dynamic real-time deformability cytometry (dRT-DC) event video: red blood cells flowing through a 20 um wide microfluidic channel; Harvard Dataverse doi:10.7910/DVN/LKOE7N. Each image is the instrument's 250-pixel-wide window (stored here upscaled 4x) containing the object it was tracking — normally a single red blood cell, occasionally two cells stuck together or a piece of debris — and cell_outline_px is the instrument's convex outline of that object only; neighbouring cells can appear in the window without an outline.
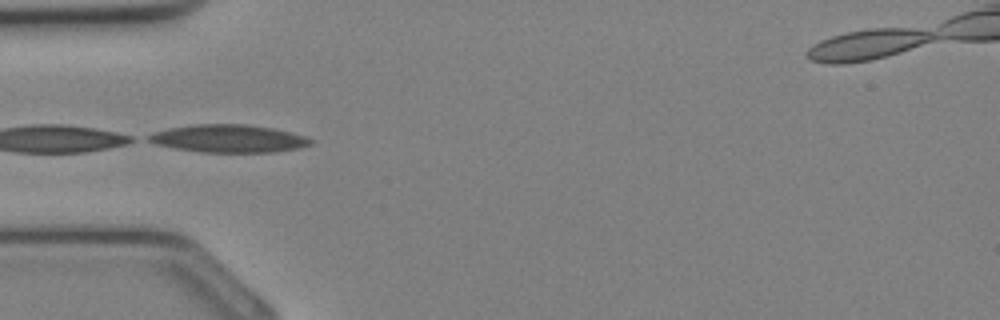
{"species": "Egyptian fruit bat (a non-hibernating species)", "species_latin": "Rousettus aegyptiacus", "temperature_condition": "cold", "stored_images_in_passage": 11, "camera_frame_rate_fps": 3000, "um_per_image_px": 0.085, "animal": {"sex": "female"}, "frame": {"image": 1, "passage_image": 2, "time_ms": 0.333, "image_size_px": [1000, 320], "cell_outline_px": [[316, 140], [312, 144], [296, 148], [276, 152], [200, 152], [176, 148], [156, 144], [144, 140], [144, 136], [152, 132], [168, 128], [196, 124], [244, 124], [272, 128], [304, 136]], "centroid_in_image_um": [19.37, 11.77], "position_along_channel_um": 65.6, "area_um2": 26.3}}
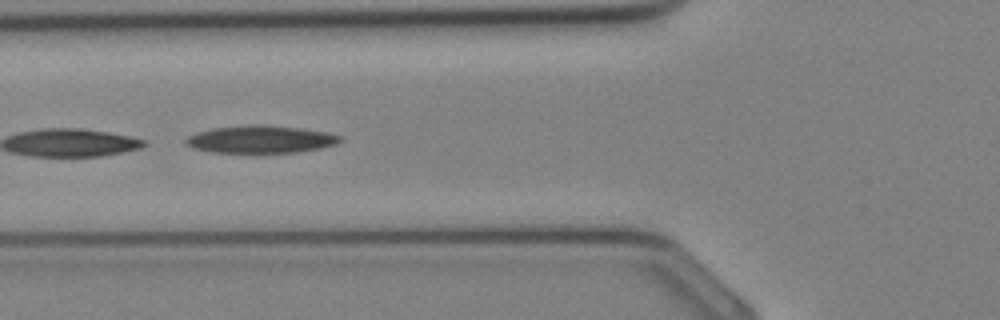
{"frame": {"image": 2, "passage_image": 4, "time_ms": 1.0, "image_size_px": [1000, 320], "cell_outline_px": [[344, 140], [336, 144], [320, 148], [296, 152], [212, 152], [192, 148], [184, 144], [184, 140], [188, 136], [196, 132], [212, 128], [248, 124], [264, 124], [300, 128], [328, 132], [344, 136]], "centroid_in_image_um": [22.16, 11.82], "position_along_channel_um": 103.6, "area_um2": 25.03}}